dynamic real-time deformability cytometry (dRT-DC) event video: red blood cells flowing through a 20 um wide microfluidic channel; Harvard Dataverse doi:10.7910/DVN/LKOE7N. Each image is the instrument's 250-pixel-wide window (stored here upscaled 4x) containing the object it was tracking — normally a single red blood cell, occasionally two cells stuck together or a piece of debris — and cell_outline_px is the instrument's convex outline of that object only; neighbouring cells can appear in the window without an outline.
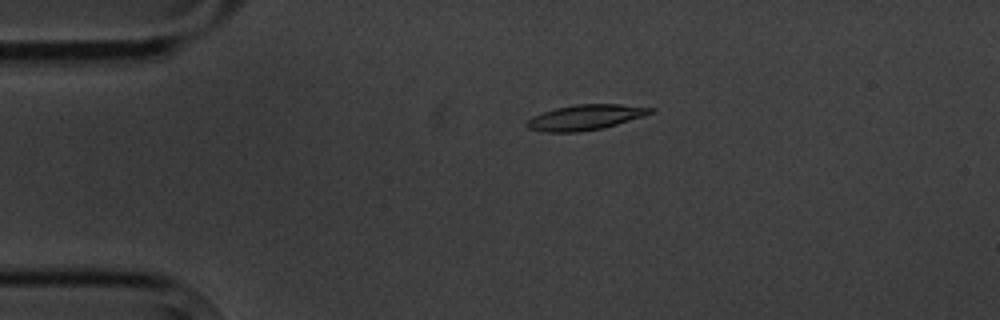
{"species": "common noctule bat (a hibernating species)", "species_latin": "Nyctalus noctula", "temperature_condition": "cold", "stored_images_in_passage": 4, "camera_frame_rate_fps": 3000, "um_per_image_px": 0.085, "animal": {"sex": "male", "body_mass_g": 20.1, "forearm_length_mm": 53.5}, "frame": {"image": 1, "passage_image": 3, "time_ms": 2.333, "image_size_px": [1000, 320], "cell_outline_px": [[656, 108], [652, 112], [644, 116], [604, 128], [580, 132], [544, 132], [528, 128], [524, 124], [532, 116], [556, 108], [576, 104], [620, 104]], "centroid_in_image_um": [49.76, 9.98], "position_along_channel_um": 35.2, "area_um2": 18.26}}